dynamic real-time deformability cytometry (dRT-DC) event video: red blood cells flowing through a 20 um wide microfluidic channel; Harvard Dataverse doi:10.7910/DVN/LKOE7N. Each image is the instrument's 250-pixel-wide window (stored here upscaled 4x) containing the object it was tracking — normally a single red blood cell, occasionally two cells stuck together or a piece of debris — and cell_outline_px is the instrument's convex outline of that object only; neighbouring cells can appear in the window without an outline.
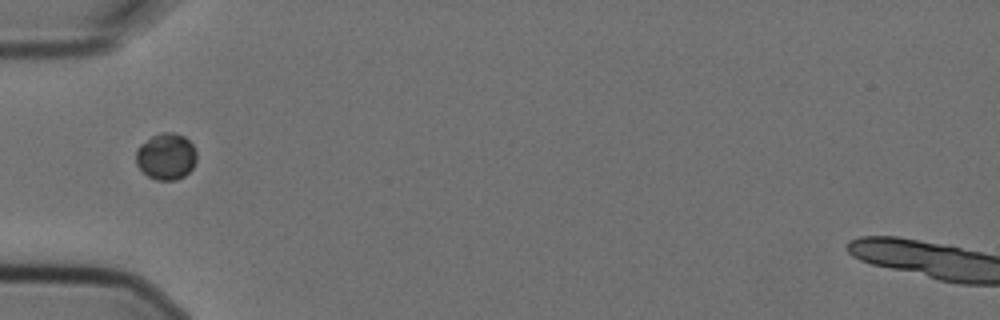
{"species": "Egyptian fruit bat (a non-hibernating species)", "species_latin": "Rousettus aegyptiacus", "temperature_condition": "cold", "stored_images_in_passage": 1, "camera_frame_rate_fps": 3000, "um_per_image_px": 0.085, "animal": {"sex": "female"}, "frame": {"image": 1, "passage_image": 1, "time_ms": 0.0, "image_size_px": [1000, 320], "cell_outline_px": [[196, 160], [192, 168], [184, 176], [176, 180], [156, 180], [148, 176], [136, 164], [136, 148], [140, 144], [152, 136], [164, 132], [172, 132], [184, 136], [192, 144], [196, 152]], "centroid_in_image_um": [14.11, 13.3], "position_along_channel_um": 70.9, "area_um2": 16.42}}